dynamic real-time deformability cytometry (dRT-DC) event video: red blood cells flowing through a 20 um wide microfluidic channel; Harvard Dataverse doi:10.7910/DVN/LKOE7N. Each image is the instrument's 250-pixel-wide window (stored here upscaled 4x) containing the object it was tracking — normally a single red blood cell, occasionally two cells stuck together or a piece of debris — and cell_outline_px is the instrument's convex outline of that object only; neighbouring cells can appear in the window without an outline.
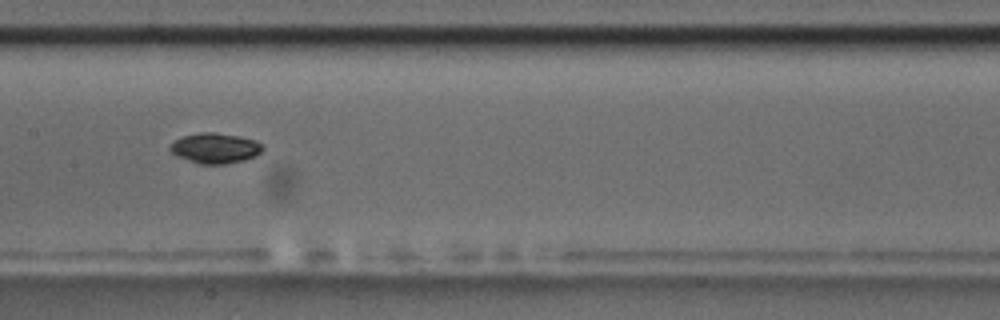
{"species": "common noctule bat (a hibernating species)", "species_latin": "Nyctalus noctula", "temperature_condition": "room temperature", "stored_images_in_passage": 39, "camera_frame_rate_fps": 3000, "um_per_image_px": 0.085, "animal": {"sex": "male", "body_mass_g": 17.5, "forearm_length_mm": 52.3}, "frame": {"image": 1, "passage_image": 12, "time_ms": 3.667, "image_size_px": [1000, 320], "cell_outline_px": [[264, 148], [256, 156], [244, 160], [224, 164], [200, 164], [176, 156], [168, 148], [168, 144], [172, 140], [184, 136], [200, 132], [216, 132], [256, 140], [264, 144]], "centroid_in_image_um": [18.26, 12.59], "position_along_channel_um": 189.1, "area_um2": 16.53}}
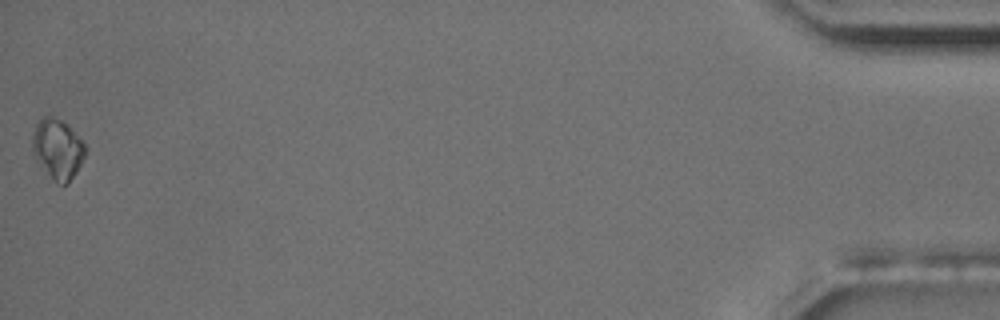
{"frame": {"image": 2, "passage_image": 39, "time_ms": 12.667, "image_size_px": [1000, 320], "cell_outline_px": [[84, 156], [76, 172], [68, 184], [60, 184], [36, 160], [32, 148], [32, 136], [36, 124], [44, 116], [52, 116], [68, 124], [84, 144]], "centroid_in_image_um": [4.88, 12.63], "position_along_channel_um": 430.3, "area_um2": 17.92}, "authors_computed_cell_mechanics": {"area_um2": 15.8372, "velocity_mm_per_s": 3.7386, "shape_relaxation_time_tau1_ms": 2.1694, "shape_relaxation_time_tau2_ms": null, "deformation_change_tau1": 0.1043, "deformation_change_tau2": null}}